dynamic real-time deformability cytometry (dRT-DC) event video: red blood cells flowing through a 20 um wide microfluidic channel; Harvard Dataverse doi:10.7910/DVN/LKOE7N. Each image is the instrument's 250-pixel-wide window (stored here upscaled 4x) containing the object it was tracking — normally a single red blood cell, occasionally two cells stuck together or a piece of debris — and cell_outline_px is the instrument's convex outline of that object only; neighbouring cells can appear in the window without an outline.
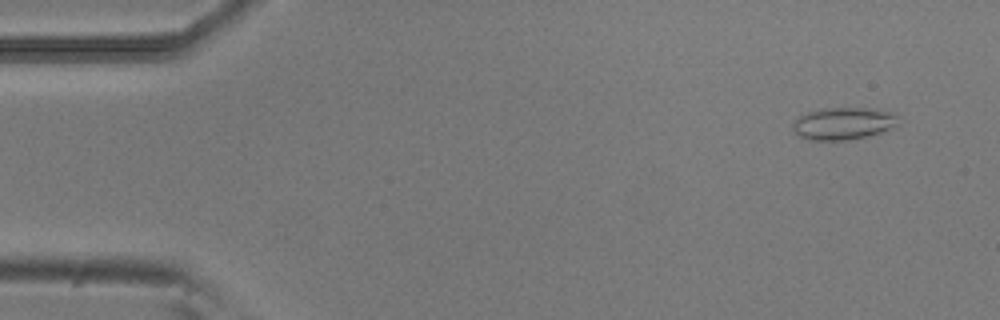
{"species": "common noctule bat (a hibernating species)", "species_latin": "Nyctalus noctula", "temperature_condition": "room temperature", "stored_images_in_passage": 53, "camera_frame_rate_fps": 3000, "um_per_image_px": 0.085, "animal": {"sex": "male", "body_mass_g": 20.5, "forearm_length_mm": 52.5}, "frame": {"image": 1, "passage_image": 4, "time_ms": 1.0, "image_size_px": [1000, 320], "cell_outline_px": [[896, 116], [892, 124], [888, 128], [880, 132], [864, 136], [844, 140], [812, 140], [800, 136], [792, 128], [792, 124], [800, 116], [808, 112], [820, 108], [864, 108], [888, 112]], "centroid_in_image_um": [71.55, 10.49], "position_along_channel_um": 13.4, "area_um2": 18.96}}
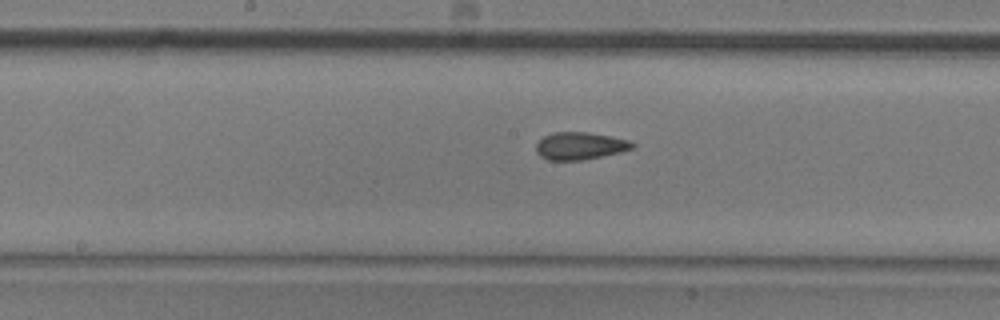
{"frame": {"image": 2, "passage_image": 27, "time_ms": 8.667, "image_size_px": [1000, 320], "cell_outline_px": [[636, 144], [632, 148], [620, 152], [584, 160], [548, 160], [540, 156], [536, 152], [536, 144], [544, 136], [552, 132], [588, 132], [628, 140]], "centroid_in_image_um": [49.27, 12.4], "position_along_channel_um": 198.9, "area_um2": 15.32}}
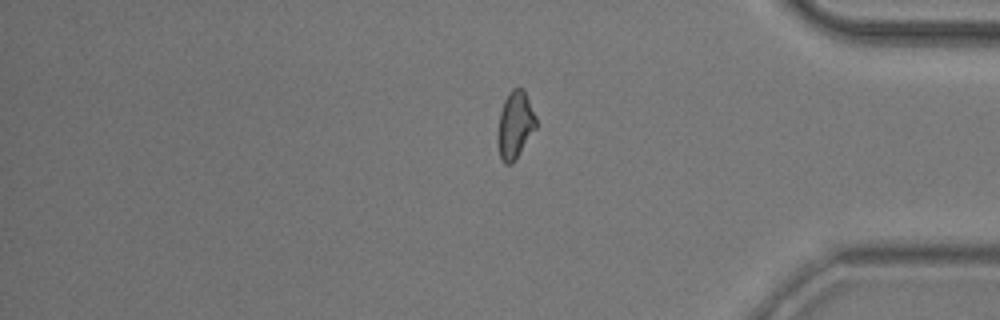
{"frame": {"image": 3, "passage_image": 44, "time_ms": 14.333, "image_size_px": [1000, 320], "cell_outline_px": [[536, 128], [512, 164], [504, 164], [500, 156], [496, 144], [496, 136], [500, 112], [504, 100], [508, 92], [512, 88], [524, 88], [536, 116]], "centroid_in_image_um": [43.76, 10.61], "position_along_channel_um": 391.4, "area_um2": 15.26}, "authors_computed_cell_mechanics": {"area_um2": 15.3748, "velocity_mm_per_s": 3.817, "shape_relaxation_time_tau1_ms": null, "shape_relaxation_time_tau2_ms": 1.93, "deformation_change_tau1": null, "deformation_change_tau2": 0.0986}}